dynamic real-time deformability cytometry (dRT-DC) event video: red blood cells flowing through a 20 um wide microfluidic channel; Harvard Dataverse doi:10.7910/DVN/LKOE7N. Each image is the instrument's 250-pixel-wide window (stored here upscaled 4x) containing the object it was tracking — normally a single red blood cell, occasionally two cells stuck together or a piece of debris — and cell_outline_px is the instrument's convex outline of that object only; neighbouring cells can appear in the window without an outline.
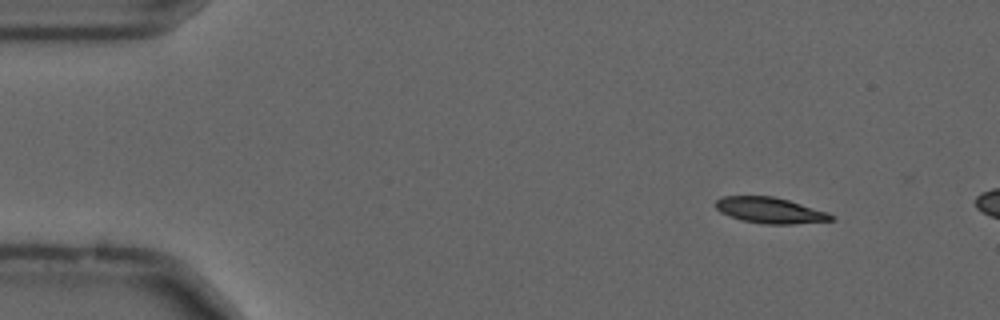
{"species": "common noctule bat (a hibernating species)", "species_latin": "Nyctalus noctula", "temperature_condition": "cold", "stored_images_in_passage": 8, "camera_frame_rate_fps": 3000, "um_per_image_px": 0.085, "animal": {"sex": "male", "forearm_length_mm": 52.5}, "frame": {"image": 1, "passage_image": 1, "time_ms": 0.0, "image_size_px": [1000, 320], "cell_outline_px": [[836, 220], [792, 224], [764, 224], [740, 220], [720, 212], [716, 208], [716, 200], [724, 196], [772, 196], [788, 200], [828, 212], [836, 216]], "centroid_in_image_um": [65.48, 17.89], "position_along_channel_um": 19.5, "area_um2": 17.46}}